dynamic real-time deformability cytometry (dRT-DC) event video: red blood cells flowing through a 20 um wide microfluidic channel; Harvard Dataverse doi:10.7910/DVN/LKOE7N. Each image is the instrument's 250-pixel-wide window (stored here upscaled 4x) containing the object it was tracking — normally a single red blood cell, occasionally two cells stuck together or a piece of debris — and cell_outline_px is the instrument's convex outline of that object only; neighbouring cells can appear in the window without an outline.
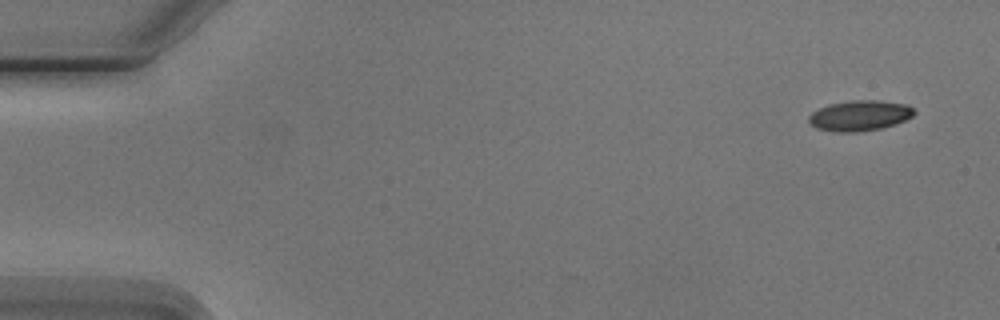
{"species": "Egyptian fruit bat (a non-hibernating species)", "species_latin": "Rousettus aegyptiacus", "temperature_condition": "cold", "stored_images_in_passage": 4, "camera_frame_rate_fps": 3000, "um_per_image_px": 0.085, "animal": {"sex": "male"}, "frame": {"image": 1, "passage_image": 1, "time_ms": 0.0, "image_size_px": [1000, 320], "cell_outline_px": [[916, 112], [912, 116], [896, 124], [880, 128], [856, 132], [836, 132], [816, 128], [808, 120], [808, 116], [812, 112], [828, 104], [852, 100], [880, 100], [904, 104], [912, 108]], "centroid_in_image_um": [73.06, 9.82], "position_along_channel_um": 11.9, "area_um2": 18.61}}